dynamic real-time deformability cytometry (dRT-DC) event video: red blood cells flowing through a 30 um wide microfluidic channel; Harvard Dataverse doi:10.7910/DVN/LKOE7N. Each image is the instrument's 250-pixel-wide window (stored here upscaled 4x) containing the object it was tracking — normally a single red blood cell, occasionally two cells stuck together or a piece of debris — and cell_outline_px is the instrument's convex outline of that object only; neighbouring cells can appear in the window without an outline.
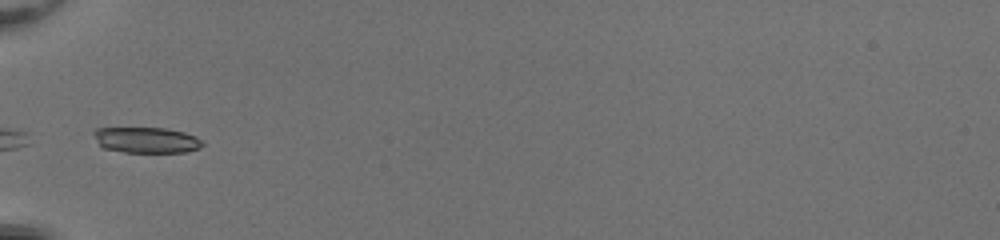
{"species": "common noctule bat (a hibernating species)", "species_latin": "Nyctalus noctula", "temperature_condition": "room temperature", "stored_images_in_passage": 30, "camera_frame_rate_fps": 3000, "um_per_image_px": 0.085, "animal": {"sex": "female", "body_mass_g": 20.0, "forearm_length_mm": 54.0}, "frame": {"image": 1, "passage_image": 1, "time_ms": 0.0, "image_size_px": [1000, 240], "cell_outline_px": [[204, 144], [200, 148], [184, 152], [124, 152], [104, 148], [100, 144], [92, 132], [96, 128], [168, 128], [184, 132], [196, 136]], "centroid_in_image_um": [12.47, 11.9], "position_along_channel_um": 72.5, "area_um2": 16.24}}
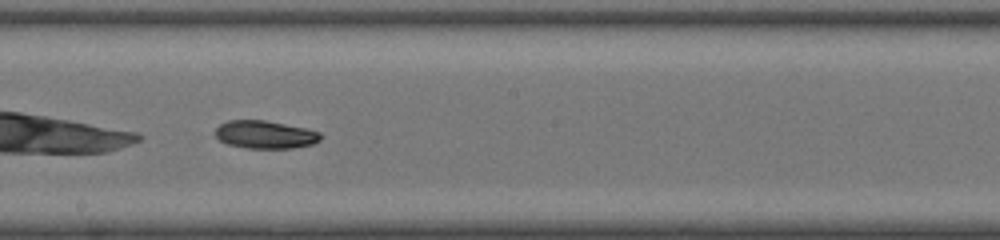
{"frame": {"image": 2, "passage_image": 12, "time_ms": 3.667, "image_size_px": [1000, 240], "cell_outline_px": [[320, 140], [312, 144], [292, 148], [248, 148], [228, 144], [220, 140], [216, 136], [216, 128], [220, 124], [228, 120], [264, 120], [308, 128], [320, 132]], "centroid_in_image_um": [22.55, 11.43], "position_along_channel_um": 225.7, "area_um2": 17.05}}
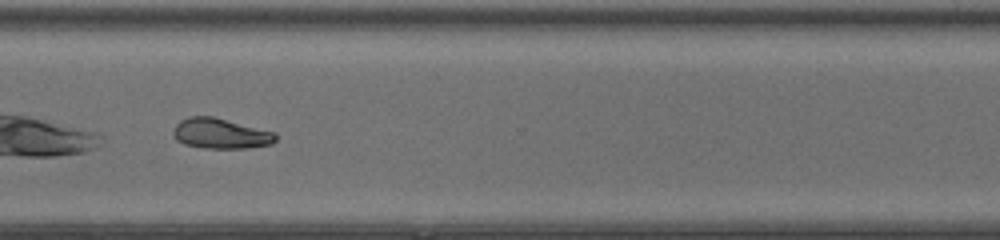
{"frame": {"image": 3, "passage_image": 21, "time_ms": 6.667, "image_size_px": [1000, 240], "cell_outline_px": [[276, 140], [272, 144], [248, 148], [204, 148], [184, 144], [176, 140], [172, 136], [172, 132], [176, 124], [180, 120], [188, 116], [212, 116], [276, 132]], "centroid_in_image_um": [18.73, 11.35], "position_along_channel_um": 351.9, "area_um2": 18.26}, "authors_computed_cell_mechanics": {"area_um2": 17.4267, "velocity_mm_per_s": 4.2184, "shape_relaxation_time_tau1_ms": 6.2926, "shape_relaxation_time_tau2_ms": null, "deformation_change_tau1": 0.139, "deformation_change_tau2": null}}